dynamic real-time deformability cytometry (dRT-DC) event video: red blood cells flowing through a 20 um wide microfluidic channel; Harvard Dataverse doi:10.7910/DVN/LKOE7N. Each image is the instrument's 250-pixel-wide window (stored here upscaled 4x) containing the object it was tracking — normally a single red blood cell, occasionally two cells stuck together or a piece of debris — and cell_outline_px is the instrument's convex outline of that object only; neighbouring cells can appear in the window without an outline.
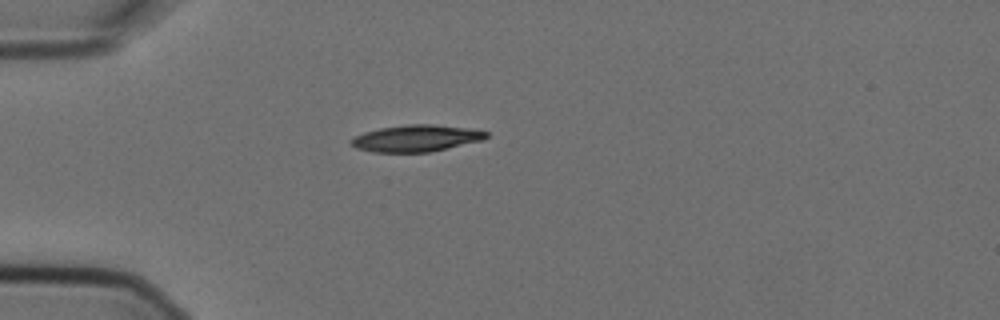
{"species": "Egyptian fruit bat (a non-hibernating species)", "species_latin": "Rousettus aegyptiacus", "temperature_condition": "cold", "stored_images_in_passage": 4, "camera_frame_rate_fps": 3000, "um_per_image_px": 0.085, "animal": {"sex": "female"}, "frame": {"image": 1, "passage_image": 1, "time_ms": 0.0, "image_size_px": [1000, 320], "cell_outline_px": [[488, 136], [484, 140], [428, 152], [372, 152], [356, 148], [348, 144], [348, 140], [364, 132], [380, 128], [408, 124], [432, 124], [468, 128], [488, 132]], "centroid_in_image_um": [35.34, 11.75], "position_along_channel_um": 49.7, "area_um2": 21.04}}
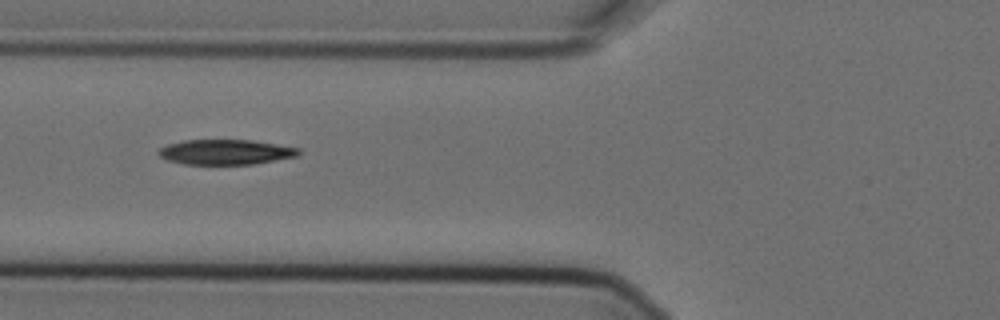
{"frame": {"image": 2, "passage_image": 3, "time_ms": 0.667, "image_size_px": [1000, 320], "cell_outline_px": [[300, 156], [252, 164], [184, 164], [168, 160], [160, 156], [156, 152], [160, 148], [168, 144], [184, 140], [252, 140], [300, 148]], "centroid_in_image_um": [19.19, 12.92], "position_along_channel_um": 106.6, "area_um2": 20.46}}
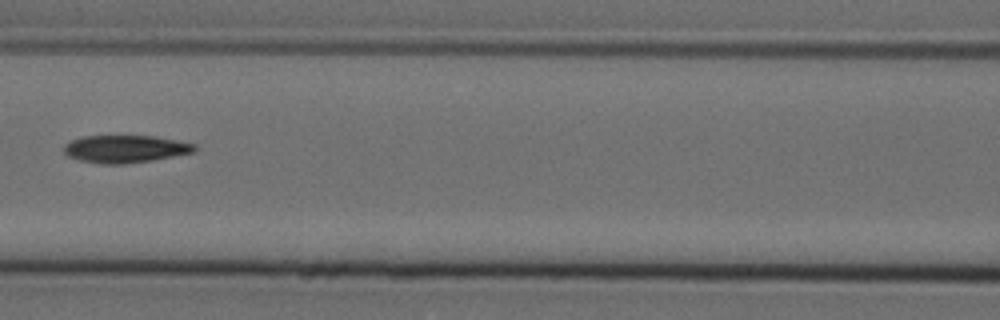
{"frame": {"image": 3, "passage_image": 4, "time_ms": 1.0, "image_size_px": [1000, 320], "cell_outline_px": [[196, 152], [148, 160], [120, 164], [104, 164], [80, 160], [68, 156], [64, 152], [64, 144], [72, 140], [84, 136], [156, 136], [196, 144]], "centroid_in_image_um": [10.65, 12.65], "position_along_channel_um": 156.0, "area_um2": 20.69}}